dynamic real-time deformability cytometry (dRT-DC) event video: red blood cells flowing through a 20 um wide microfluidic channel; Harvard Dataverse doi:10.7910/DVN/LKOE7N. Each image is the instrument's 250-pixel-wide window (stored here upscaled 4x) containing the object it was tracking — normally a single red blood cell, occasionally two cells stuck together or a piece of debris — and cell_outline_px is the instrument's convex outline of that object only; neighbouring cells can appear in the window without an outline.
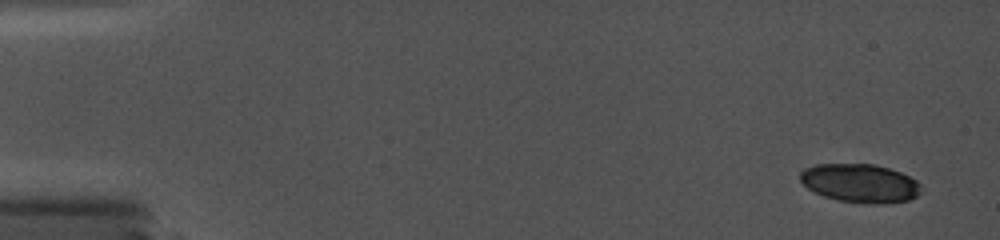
{"species": "common noctule bat (a hibernating species)", "species_latin": "Nyctalus noctula", "temperature_condition": "cold", "stored_images_in_passage": 7, "camera_frame_rate_fps": 5000, "um_per_image_px": 0.085, "animal": {"sex": "female", "body_mass_g": 19.0, "forearm_length_mm": 56.7}, "frame": {"image": 1, "passage_image": 1, "time_ms": 0.0, "image_size_px": [1000, 240], "cell_outline_px": [[924, 192], [908, 200], [884, 204], [868, 204], [836, 200], [824, 196], [808, 188], [800, 180], [800, 172], [804, 168], [816, 164], [872, 164], [888, 168], [900, 172], [916, 180], [920, 184]], "centroid_in_image_um": [73.13, 15.58], "position_along_channel_um": 11.9, "area_um2": 27.34}}
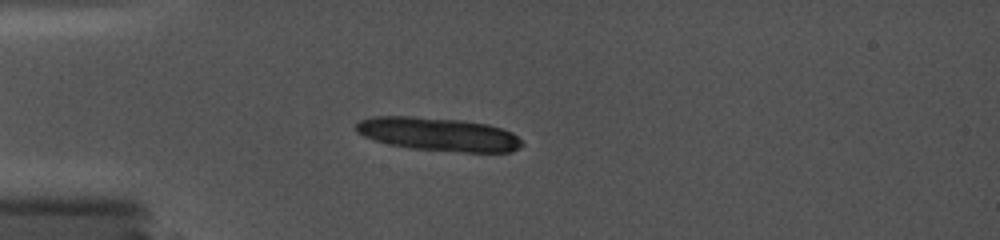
{"frame": {"image": 2, "passage_image": 7, "time_ms": 4.2, "image_size_px": [1000, 240], "cell_outline_px": [[524, 144], [520, 148], [512, 152], [464, 152], [412, 148], [388, 144], [364, 136], [356, 132], [356, 124], [360, 120], [372, 116], [412, 116], [460, 120], [488, 124], [512, 132]], "centroid_in_image_um": [37.27, 11.41], "position_along_channel_um": 47.7, "area_um2": 32.25}}